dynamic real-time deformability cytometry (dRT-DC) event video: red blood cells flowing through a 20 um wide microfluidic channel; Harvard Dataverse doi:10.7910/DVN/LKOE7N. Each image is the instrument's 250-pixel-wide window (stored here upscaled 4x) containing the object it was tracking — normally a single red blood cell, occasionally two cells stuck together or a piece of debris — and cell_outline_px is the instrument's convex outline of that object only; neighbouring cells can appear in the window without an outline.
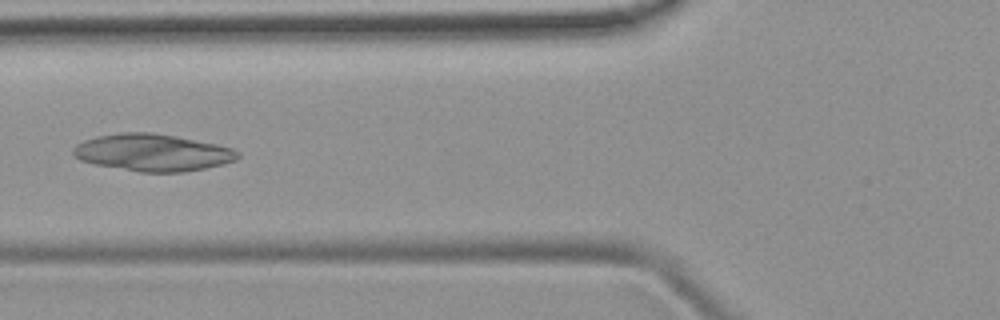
{"species": "common noctule bat (a hibernating species)", "species_latin": "Nyctalus noctula", "temperature_condition": "room temperature", "stored_images_in_passage": 6, "camera_frame_rate_fps": 3000, "um_per_image_px": 0.085, "animal": {"sex": "female", "body_mass_g": 19.9}, "frame": {"image": 1, "passage_image": 6, "time_ms": 5.667, "image_size_px": [1000, 320], "cell_outline_px": [[240, 156], [236, 160], [224, 164], [184, 172], [140, 172], [96, 164], [80, 160], [72, 152], [72, 148], [76, 144], [84, 140], [96, 136], [120, 132], [152, 132], [176, 136], [216, 144], [232, 148], [240, 152]], "centroid_in_image_um": [12.98, 12.96], "position_along_channel_um": 112.8, "area_um2": 35.6}}